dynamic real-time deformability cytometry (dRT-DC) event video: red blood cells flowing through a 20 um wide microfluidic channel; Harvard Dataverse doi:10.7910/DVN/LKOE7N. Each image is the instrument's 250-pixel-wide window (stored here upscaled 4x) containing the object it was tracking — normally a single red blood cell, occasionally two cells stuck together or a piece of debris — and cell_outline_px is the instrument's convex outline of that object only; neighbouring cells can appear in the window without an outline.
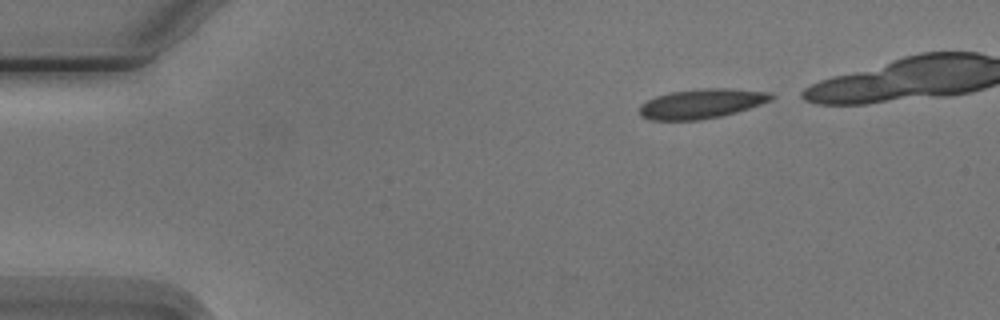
{"species": "Egyptian fruit bat (a non-hibernating species)", "species_latin": "Rousettus aegyptiacus", "temperature_condition": "cold", "stored_images_in_passage": 4, "camera_frame_rate_fps": 3000, "um_per_image_px": 0.085, "animal": {"sex": "male"}, "frame": {"image": 1, "passage_image": 1, "time_ms": 0.0, "image_size_px": [1000, 320], "cell_outline_px": [[776, 96], [772, 100], [736, 112], [720, 116], [700, 120], [652, 120], [640, 116], [640, 104], [656, 96], [668, 92], [700, 88], [728, 88], [772, 92]], "centroid_in_image_um": [59.64, 8.8], "position_along_channel_um": 25.4, "area_um2": 22.83}}